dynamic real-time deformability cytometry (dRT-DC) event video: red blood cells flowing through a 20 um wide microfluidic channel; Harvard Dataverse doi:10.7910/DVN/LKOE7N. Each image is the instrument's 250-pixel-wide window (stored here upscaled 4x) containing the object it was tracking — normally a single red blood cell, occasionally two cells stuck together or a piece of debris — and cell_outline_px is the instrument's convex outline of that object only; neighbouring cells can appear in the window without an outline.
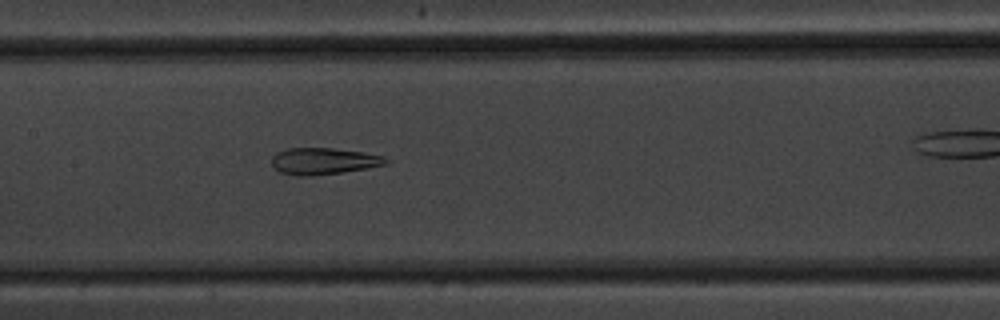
{"species": "common noctule bat (a hibernating species)", "species_latin": "Nyctalus noctula", "temperature_condition": "warm", "stored_images_in_passage": 46, "segment_of_instrument_passage": [1, 2], "camera_frame_rate_fps": 3000, "um_per_image_px": 0.085, "animal": {"sex": "male", "body_mass_g": 20.1, "forearm_length_mm": 53.5}, "frame": {"image": 1, "passage_image": 27, "time_ms": 8.667, "image_size_px": [1000, 320], "cell_outline_px": [[392, 160], [388, 164], [368, 168], [312, 176], [296, 176], [280, 172], [272, 164], [272, 156], [276, 152], [288, 148], [332, 148], [364, 152], [384, 156]], "centroid_in_image_um": [27.54, 13.69], "position_along_channel_um": 179.9, "area_um2": 17.86}}
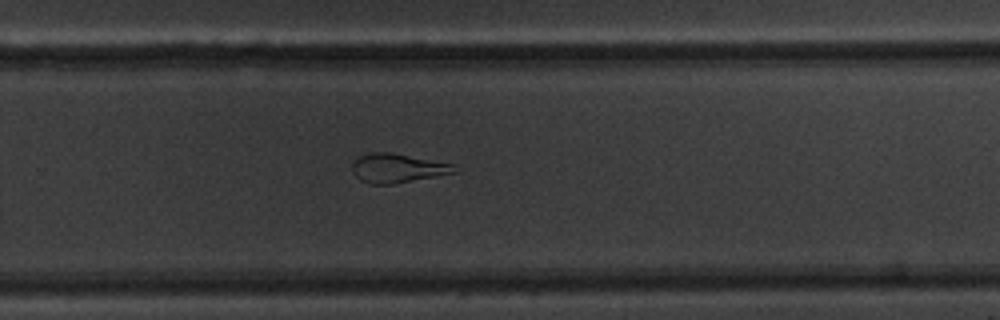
{"frame": {"image": 2, "passage_image": 37, "time_ms": 12.0, "image_size_px": [1000, 320], "cell_outline_px": [[460, 172], [392, 184], [372, 184], [360, 180], [352, 172], [352, 164], [360, 156], [372, 152], [392, 152], [452, 164]], "centroid_in_image_um": [33.79, 14.3], "position_along_channel_um": 296.0, "area_um2": 17.22}}
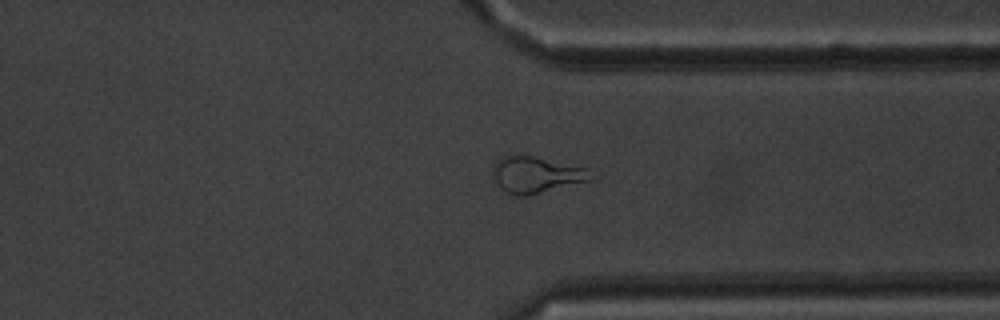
{"frame": {"image": 3, "passage_image": 43, "time_ms": 14.0, "image_size_px": [1000, 320], "cell_outline_px": [[600, 176], [596, 180], [528, 196], [516, 196], [500, 188], [496, 180], [496, 160], [504, 156], [532, 156], [588, 168]], "centroid_in_image_um": [45.77, 14.88], "position_along_channel_um": 365.6, "area_um2": 20.87}}